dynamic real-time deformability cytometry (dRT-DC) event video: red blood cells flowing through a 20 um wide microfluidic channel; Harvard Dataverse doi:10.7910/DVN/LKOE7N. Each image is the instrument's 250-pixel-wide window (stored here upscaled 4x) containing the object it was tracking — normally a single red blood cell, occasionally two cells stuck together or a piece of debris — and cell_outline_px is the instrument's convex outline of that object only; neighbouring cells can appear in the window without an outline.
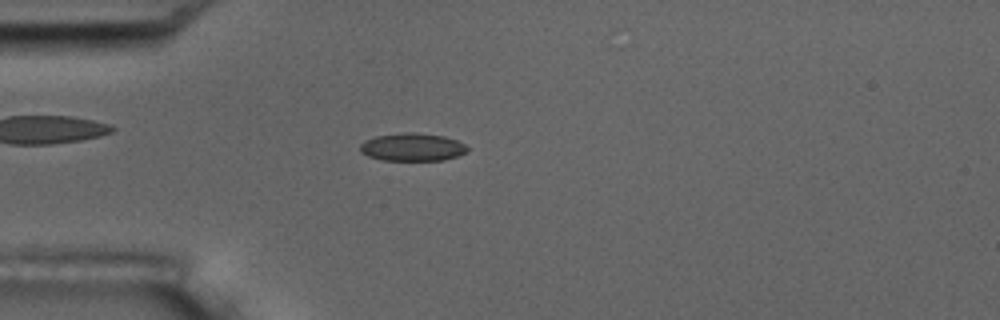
{"species": "common noctule bat (a hibernating species)", "species_latin": "Nyctalus noctula", "temperature_condition": "room temperature", "stored_images_in_passage": 5, "camera_frame_rate_fps": 3000, "um_per_image_px": 0.085, "animal": {"sex": "male", "body_mass_g": 17.5, "forearm_length_mm": 52.3}, "frame": {"image": 1, "passage_image": 5, "time_ms": 5.333, "image_size_px": [1000, 320], "cell_outline_px": [[468, 152], [460, 156], [444, 160], [380, 160], [368, 156], [360, 152], [360, 144], [364, 140], [376, 136], [404, 132], [412, 132], [444, 136], [456, 140], [464, 144], [468, 148]], "centroid_in_image_um": [35.05, 12.51], "position_along_channel_um": 49.9, "area_um2": 17.57}}